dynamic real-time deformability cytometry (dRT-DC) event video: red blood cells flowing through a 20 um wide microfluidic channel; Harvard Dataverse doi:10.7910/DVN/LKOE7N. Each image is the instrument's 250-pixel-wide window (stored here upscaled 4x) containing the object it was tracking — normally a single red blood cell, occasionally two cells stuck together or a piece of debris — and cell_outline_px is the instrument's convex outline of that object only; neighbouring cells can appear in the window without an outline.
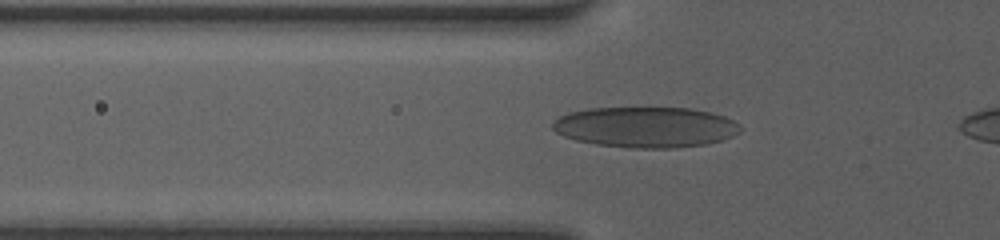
{"species": "human", "species_latin": "Homo sapiens", "temperature_condition": "room temperature", "stored_images_in_passage": 34, "camera_frame_rate_fps": 3000, "um_per_image_px": 0.085, "donor": {"sex": "female"}, "frame": {"image": 1, "passage_image": 6, "time_ms": 1.667, "image_size_px": [1000, 240], "cell_outline_px": [[740, 132], [732, 136], [720, 140], [704, 144], [672, 148], [632, 148], [596, 144], [576, 140], [564, 136], [556, 132], [552, 128], [552, 124], [560, 116], [572, 112], [588, 108], [692, 108], [724, 116], [740, 124]], "centroid_in_image_um": [54.88, 10.8], "position_along_channel_um": 70.9, "area_um2": 44.16}}
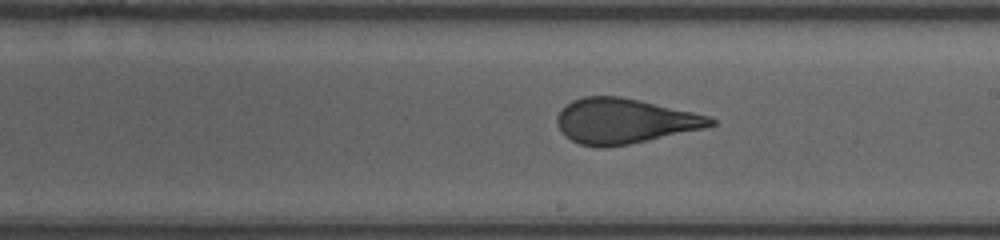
{"frame": {"image": 2, "passage_image": 18, "time_ms": 5.667, "image_size_px": [1000, 240], "cell_outline_px": [[716, 124], [704, 128], [648, 140], [608, 148], [596, 148], [580, 144], [564, 136], [556, 124], [556, 116], [572, 100], [584, 96], [620, 96], [640, 100], [712, 116], [716, 120]], "centroid_in_image_um": [53.07, 10.29], "position_along_channel_um": 235.9, "area_um2": 40.46}}
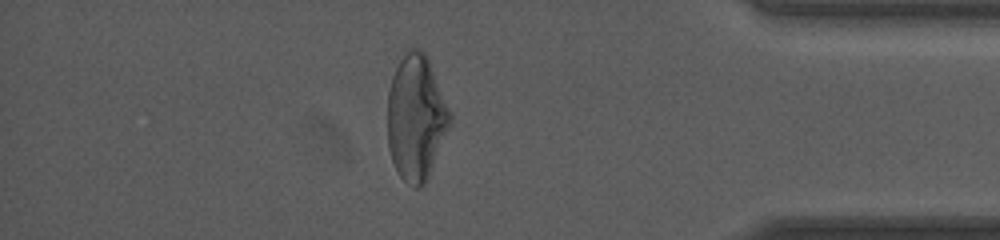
{"frame": {"image": 3, "passage_image": 32, "time_ms": 10.333, "image_size_px": [1000, 240], "cell_outline_px": [[452, 120], [428, 180], [420, 188], [412, 188], [396, 172], [388, 148], [388, 92], [392, 76], [400, 60], [408, 48], [416, 48], [424, 52], [428, 60], [452, 116]], "centroid_in_image_um": [35.36, 10.06], "position_along_channel_um": 399.8, "area_um2": 45.55}}